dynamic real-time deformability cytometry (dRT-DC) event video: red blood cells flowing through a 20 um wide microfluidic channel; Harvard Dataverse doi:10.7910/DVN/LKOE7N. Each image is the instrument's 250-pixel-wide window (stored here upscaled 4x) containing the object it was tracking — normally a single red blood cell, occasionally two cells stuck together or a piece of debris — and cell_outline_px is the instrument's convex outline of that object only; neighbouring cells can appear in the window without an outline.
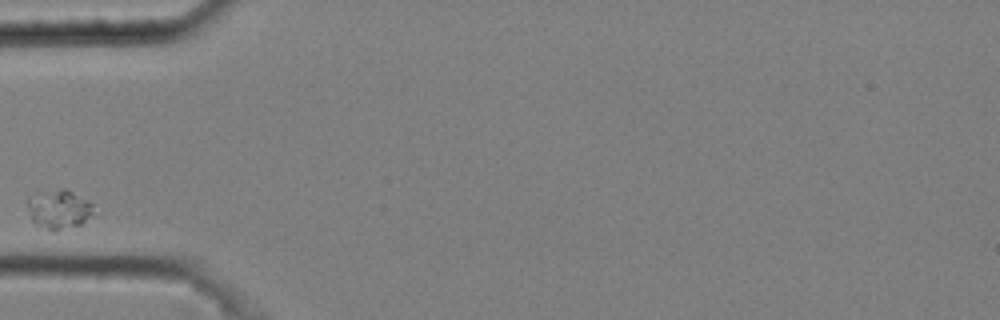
{"species": "common noctule bat (a hibernating species)", "species_latin": "Nyctalus noctula", "temperature_condition": "cold", "stored_images_in_passage": 6, "camera_frame_rate_fps": 3000, "um_per_image_px": 0.085, "animal": {"sex": "male", "body_mass_g": 20.4}, "frame": {"image": 1, "passage_image": 1, "time_ms": 0.0, "image_size_px": [1000, 320], "cell_outline_px": [[92, 212], [80, 224], [56, 232], [52, 232], [36, 224], [32, 220], [28, 208], [28, 196], [32, 192], [60, 188], [64, 188], [72, 192], [92, 204]], "centroid_in_image_um": [4.92, 17.77], "position_along_channel_um": 80.1, "area_um2": 15.03}}
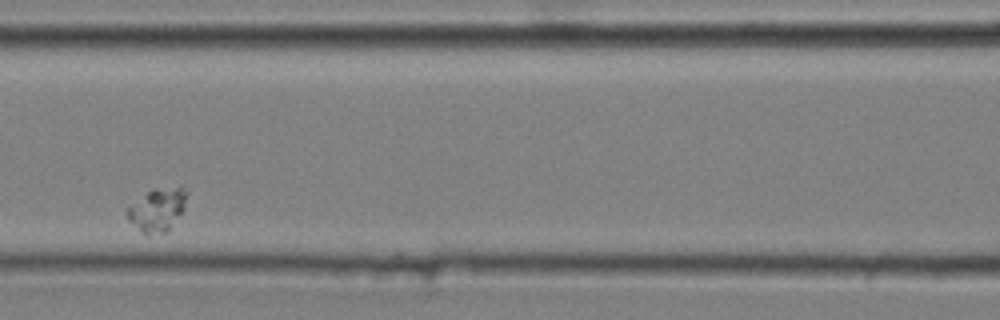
{"frame": {"image": 2, "passage_image": 3, "time_ms": 0.667, "image_size_px": [1000, 320], "cell_outline_px": [[188, 192], [184, 208], [168, 232], [148, 236], [140, 232], [128, 220], [124, 212], [132, 204], [148, 192], [176, 188], [180, 188]], "centroid_in_image_um": [13.34, 17.92], "position_along_channel_um": 153.3, "area_um2": 14.62}}
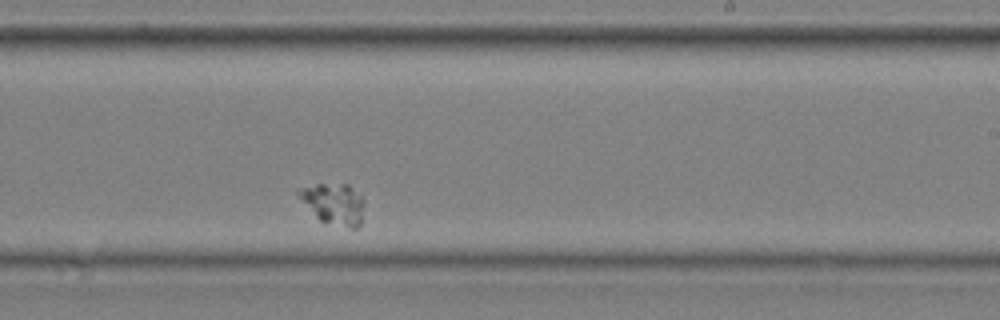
{"frame": {"image": 3, "passage_image": 6, "time_ms": 1.667, "image_size_px": [1000, 320], "cell_outline_px": [[364, 204], [360, 224], [356, 228], [348, 228], [320, 220], [316, 216], [296, 192], [300, 188], [316, 184], [348, 184], [360, 196]], "centroid_in_image_um": [28.39, 17.32], "position_along_channel_um": 260.6, "area_um2": 15.2}}